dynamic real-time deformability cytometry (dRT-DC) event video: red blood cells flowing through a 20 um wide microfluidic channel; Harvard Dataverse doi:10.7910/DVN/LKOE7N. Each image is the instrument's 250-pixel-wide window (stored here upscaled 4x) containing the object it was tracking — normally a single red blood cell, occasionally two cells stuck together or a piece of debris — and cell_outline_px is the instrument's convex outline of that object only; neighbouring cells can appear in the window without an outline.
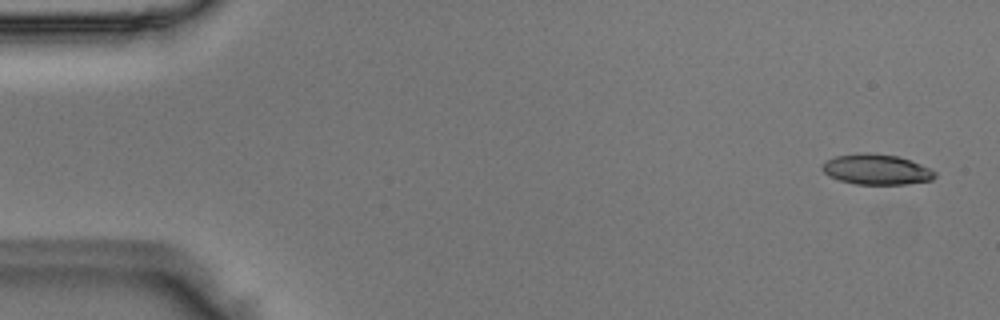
{"species": "Egyptian fruit bat (a non-hibernating species)", "species_latin": "Rousettus aegyptiacus", "temperature_condition": "room temperature", "stored_images_in_passage": 50, "camera_frame_rate_fps": 3000, "um_per_image_px": 0.085, "animal": {"sex": "male"}, "frame": {"image": 1, "passage_image": 2, "time_ms": 0.333, "image_size_px": [1000, 320], "cell_outline_px": [[936, 176], [932, 180], [904, 184], [856, 184], [840, 180], [828, 176], [824, 172], [824, 164], [828, 160], [836, 156], [896, 156], [920, 164], [936, 172]], "centroid_in_image_um": [74.56, 14.47], "position_along_channel_um": 10.4, "area_um2": 18.67}}
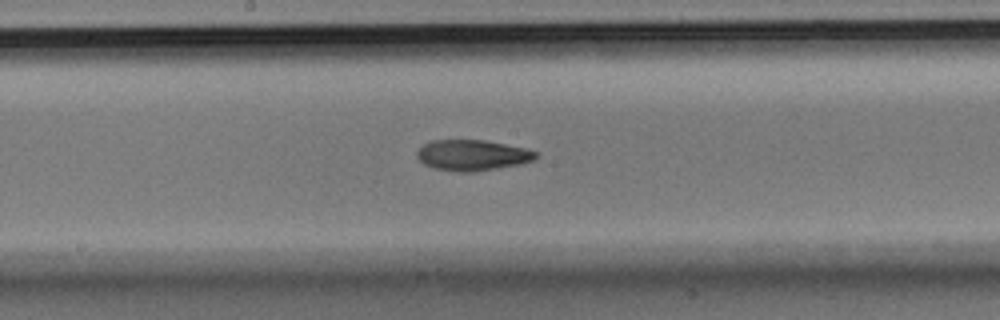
{"frame": {"image": 2, "passage_image": 26, "time_ms": 8.333, "image_size_px": [1000, 320], "cell_outline_px": [[540, 152], [532, 160], [520, 164], [476, 172], [456, 172], [432, 168], [424, 164], [416, 156], [416, 152], [424, 144], [432, 140], [484, 140], [528, 148]], "centroid_in_image_um": [40.15, 13.19], "position_along_channel_um": 208.0, "area_um2": 21.5}}
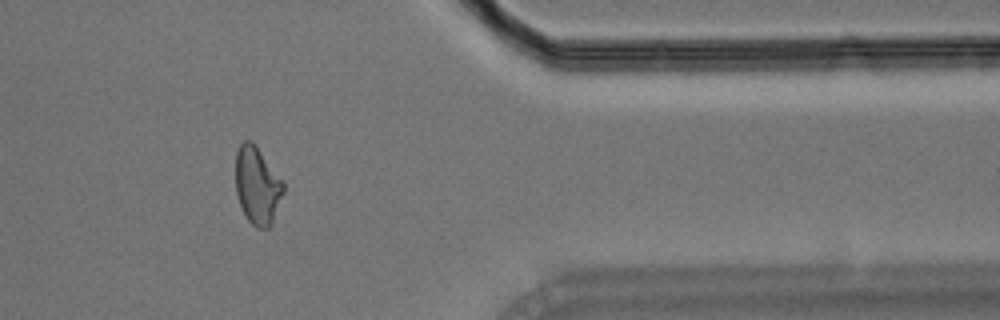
{"frame": {"image": 3, "passage_image": 41, "time_ms": 13.333, "image_size_px": [1000, 320], "cell_outline_px": [[284, 192], [272, 224], [268, 228], [256, 228], [248, 220], [240, 204], [236, 192], [236, 152], [240, 144], [244, 140], [252, 140], [256, 144], [284, 184]], "centroid_in_image_um": [21.87, 15.76], "position_along_channel_um": 389.5, "area_um2": 21.5}}